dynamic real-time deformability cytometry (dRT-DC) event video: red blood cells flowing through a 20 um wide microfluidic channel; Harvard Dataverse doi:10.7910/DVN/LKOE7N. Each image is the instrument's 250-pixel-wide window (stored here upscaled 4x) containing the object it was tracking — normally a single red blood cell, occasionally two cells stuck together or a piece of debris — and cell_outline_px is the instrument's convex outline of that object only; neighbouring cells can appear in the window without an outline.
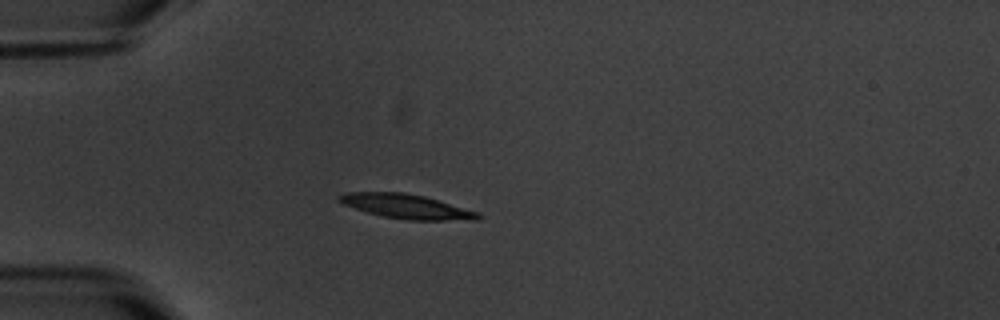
{"species": "common noctule bat (a hibernating species)", "species_latin": "Nyctalus noctula", "temperature_condition": "warm", "stored_images_in_passage": 4, "camera_frame_rate_fps": 3000, "um_per_image_px": 0.085, "animal": {"sex": "male", "body_mass_g": 20.1, "forearm_length_mm": 53.5}, "frame": {"image": 1, "passage_image": 4, "time_ms": 4.0, "image_size_px": [1000, 320], "cell_outline_px": [[480, 220], [408, 220], [384, 216], [368, 212], [344, 204], [336, 200], [336, 196], [344, 192], [404, 192], [424, 196], [480, 212]], "centroid_in_image_um": [34.56, 17.54], "position_along_channel_um": 50.4, "area_um2": 19.71}}